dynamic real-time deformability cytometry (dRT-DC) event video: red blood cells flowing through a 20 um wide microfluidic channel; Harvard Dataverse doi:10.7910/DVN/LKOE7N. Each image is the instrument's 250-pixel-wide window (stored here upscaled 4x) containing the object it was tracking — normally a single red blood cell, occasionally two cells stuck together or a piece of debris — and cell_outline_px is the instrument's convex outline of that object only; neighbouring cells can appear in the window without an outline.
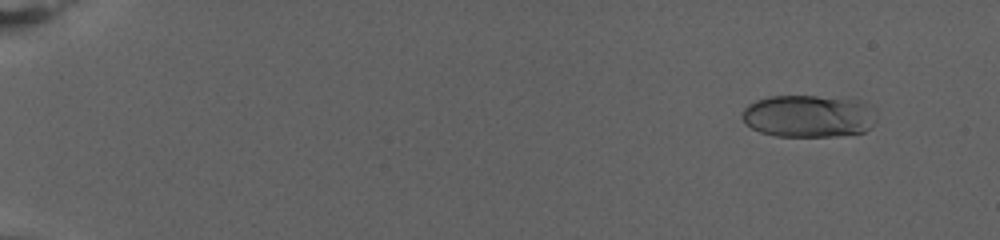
{"species": "human", "species_latin": "Homo sapiens", "temperature_condition": "warm", "stored_images_in_passage": 81, "camera_frame_rate_fps": 3000, "um_per_image_px": 0.085, "donor": {"sex": "female"}, "frame": {"image": 1, "passage_image": 8, "time_ms": 2.333, "image_size_px": [1000, 240], "cell_outline_px": [[876, 120], [864, 132], [836, 136], [776, 136], [760, 132], [752, 128], [744, 120], [744, 108], [748, 104], [756, 100], [772, 96], [816, 96], [860, 100], [864, 104]], "centroid_in_image_um": [68.68, 9.87], "position_along_channel_um": 16.3, "area_um2": 32.54}}
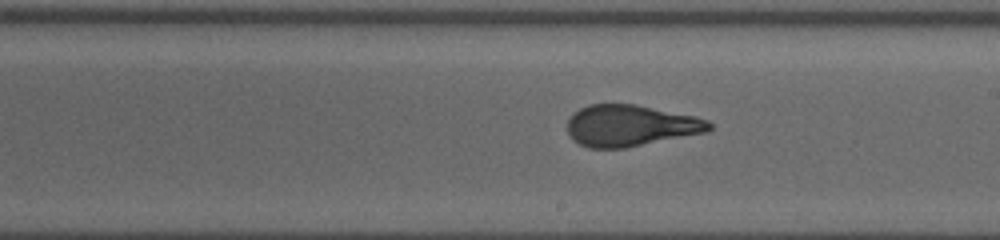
{"frame": {"image": 2, "passage_image": 50, "time_ms": 16.333, "image_size_px": [1000, 240], "cell_outline_px": [[712, 128], [708, 132], [624, 148], [588, 148], [580, 144], [568, 132], [568, 120], [580, 108], [588, 104], [636, 104], [696, 116], [708, 120], [712, 124]], "centroid_in_image_um": [53.64, 10.67], "position_along_channel_um": 235.4, "area_um2": 34.1}}
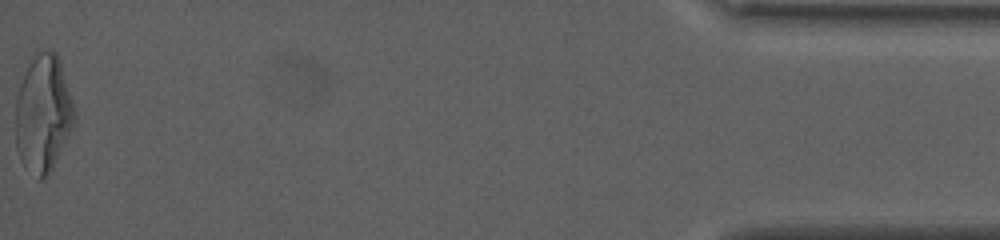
{"frame": {"image": 3, "passage_image": 81, "time_ms": 26.667, "image_size_px": [1000, 240], "cell_outline_px": [[76, 120], [48, 176], [44, 180], [36, 180], [20, 160], [16, 148], [16, 96], [24, 72], [36, 52], [56, 52], [60, 60], [76, 116]], "centroid_in_image_um": [3.65, 9.71], "position_along_channel_um": 431.5, "area_um2": 40.06}, "authors_computed_cell_mechanics": {"area_um2": 34.102, "velocity_mm_per_s": 2.7072, "shape_relaxation_time_tau1_ms": 10.9668, "shape_relaxation_time_tau2_ms": 1.2456, "deformation_change_tau1": 0.2995, "deformation_change_tau2": 0.0956}}